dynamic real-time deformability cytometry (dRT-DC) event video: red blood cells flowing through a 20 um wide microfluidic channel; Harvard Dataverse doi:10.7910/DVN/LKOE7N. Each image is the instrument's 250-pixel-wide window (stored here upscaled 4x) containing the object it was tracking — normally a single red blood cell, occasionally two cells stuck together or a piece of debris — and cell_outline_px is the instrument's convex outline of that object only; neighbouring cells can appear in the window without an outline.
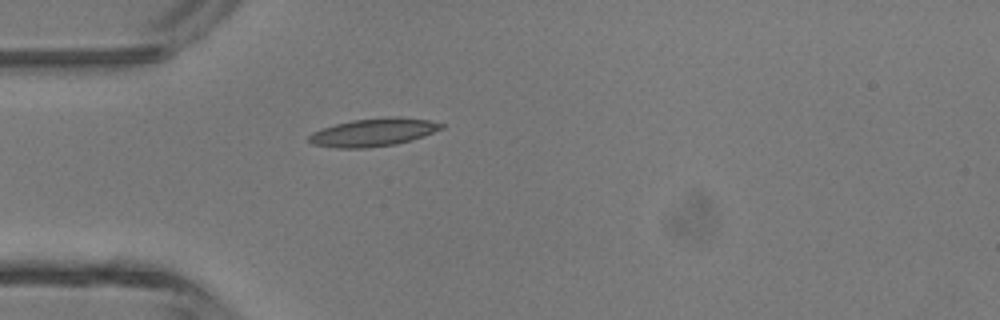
{"species": "common noctule bat (a hibernating species)", "species_latin": "Nyctalus noctula", "temperature_condition": "room temperature", "stored_images_in_passage": 5, "camera_frame_rate_fps": 3000, "um_per_image_px": 0.085, "animal": {"sex": "male", "body_mass_g": 13.3}, "frame": {"image": 1, "passage_image": 5, "time_ms": 1.333, "image_size_px": [1000, 320], "cell_outline_px": [[444, 128], [424, 136], [412, 140], [396, 144], [364, 148], [336, 148], [312, 144], [308, 140], [308, 136], [312, 132], [336, 124], [352, 120], [392, 116], [400, 116], [428, 120], [444, 124]], "centroid_in_image_um": [31.76, 11.24], "position_along_channel_um": 53.2, "area_um2": 21.62}}